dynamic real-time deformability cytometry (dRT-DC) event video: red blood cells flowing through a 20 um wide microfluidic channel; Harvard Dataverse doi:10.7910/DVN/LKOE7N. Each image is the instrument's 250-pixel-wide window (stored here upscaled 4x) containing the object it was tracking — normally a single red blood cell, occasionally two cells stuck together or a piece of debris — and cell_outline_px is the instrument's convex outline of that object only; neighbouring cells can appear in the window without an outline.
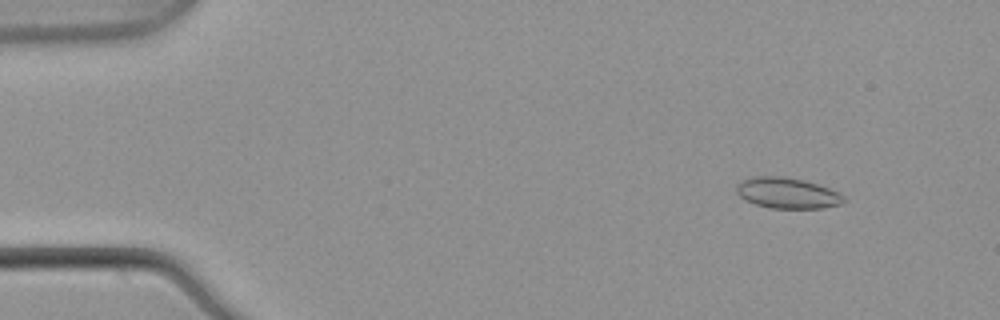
{"species": "common noctule bat (a hibernating species)", "species_latin": "Nyctalus noctula", "temperature_condition": "warm", "stored_images_in_passage": 7, "camera_frame_rate_fps": 3000, "um_per_image_px": 0.085, "animal": {"sex": "male", "body_mass_g": 21.5, "forearm_length_mm": 52.0}, "frame": {"image": 1, "passage_image": 1, "time_ms": 0.0, "image_size_px": [1000, 320], "cell_outline_px": [[848, 200], [840, 204], [824, 208], [768, 208], [756, 204], [740, 196], [736, 192], [736, 184], [744, 180], [756, 176], [784, 176], [804, 180], [840, 192]], "centroid_in_image_um": [66.96, 16.41], "position_along_channel_um": 18.0, "area_um2": 19.25}}
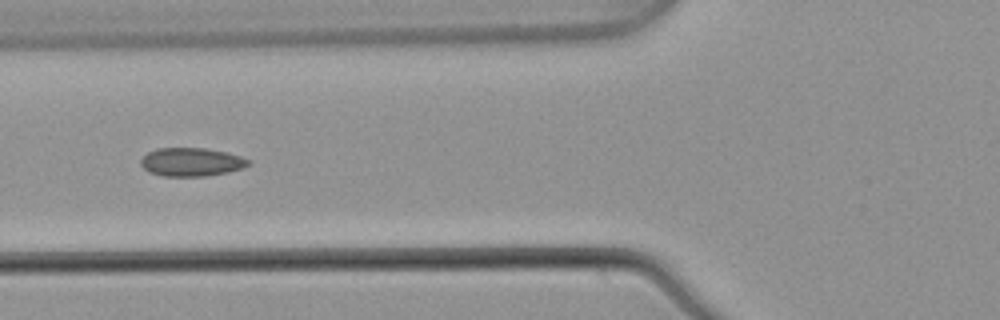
{"frame": {"image": 2, "passage_image": 5, "time_ms": 1.333, "image_size_px": [1000, 320], "cell_outline_px": [[252, 160], [244, 168], [228, 172], [204, 176], [164, 176], [148, 172], [140, 164], [140, 160], [148, 152], [156, 148], [204, 148], [224, 152], [240, 156]], "centroid_in_image_um": [16.26, 13.77], "position_along_channel_um": 109.5, "area_um2": 17.8}}
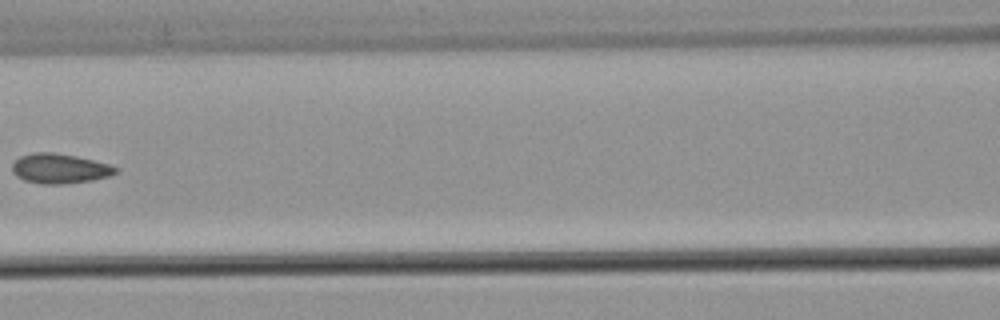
{"frame": {"image": 3, "passage_image": 6, "time_ms": 1.667, "image_size_px": [1000, 320], "cell_outline_px": [[120, 168], [116, 172], [108, 176], [92, 180], [64, 184], [40, 184], [24, 180], [16, 176], [12, 172], [12, 164], [20, 156], [32, 152], [52, 152], [76, 156], [108, 164]], "centroid_in_image_um": [5.04, 14.33], "position_along_channel_um": 161.6, "area_um2": 17.98}}